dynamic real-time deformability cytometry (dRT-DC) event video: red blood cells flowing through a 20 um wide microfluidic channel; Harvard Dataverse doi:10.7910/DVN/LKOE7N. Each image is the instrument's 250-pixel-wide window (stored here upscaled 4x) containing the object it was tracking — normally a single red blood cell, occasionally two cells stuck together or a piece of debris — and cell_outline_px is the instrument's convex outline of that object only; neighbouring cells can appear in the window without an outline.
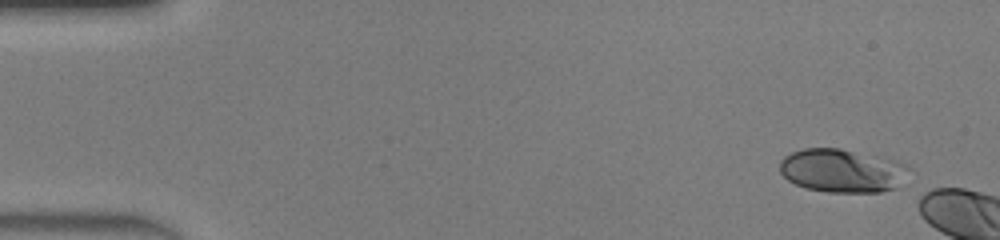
{"species": "human", "species_latin": "Homo sapiens", "temperature_condition": "warm", "stored_images_in_passage": 7, "camera_frame_rate_fps": 3000, "um_per_image_px": 0.085, "donor": {"sex": "male"}, "frame": {"image": 1, "passage_image": 1, "time_ms": 0.0, "image_size_px": [1000, 240], "cell_outline_px": [[912, 168], [908, 184], [900, 188], [880, 192], [828, 192], [804, 188], [788, 180], [780, 172], [780, 160], [784, 156], [792, 152], [804, 148], [840, 148], [896, 160], [908, 164]], "centroid_in_image_um": [71.72, 14.52], "position_along_channel_um": 13.3, "area_um2": 33.7}}